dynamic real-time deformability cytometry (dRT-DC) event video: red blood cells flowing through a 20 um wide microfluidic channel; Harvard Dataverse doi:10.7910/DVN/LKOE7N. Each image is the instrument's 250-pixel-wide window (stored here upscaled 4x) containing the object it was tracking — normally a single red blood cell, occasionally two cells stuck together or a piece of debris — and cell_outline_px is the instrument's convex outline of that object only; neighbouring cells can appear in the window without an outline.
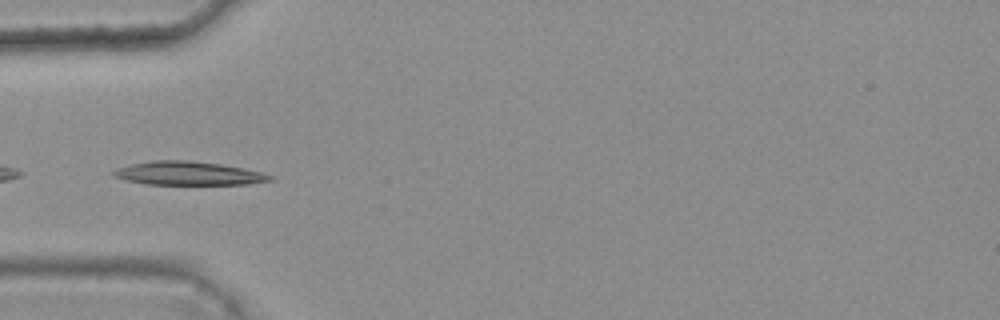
{"species": "common noctule bat (a hibernating species)", "species_latin": "Nyctalus noctula", "temperature_condition": "warm", "stored_images_in_passage": 8, "camera_frame_rate_fps": 3000, "um_per_image_px": 0.085, "animal": {"sex": "female", "body_mass_g": 25.1}, "frame": {"image": 1, "passage_image": 5, "time_ms": 1.333, "image_size_px": [1000, 320], "cell_outline_px": [[272, 180], [248, 184], [144, 184], [124, 180], [112, 176], [112, 172], [116, 168], [132, 164], [152, 160], [188, 160], [220, 164], [244, 168], [264, 172], [272, 176]], "centroid_in_image_um": [15.98, 14.73], "position_along_channel_um": 69.0, "area_um2": 21.56}}
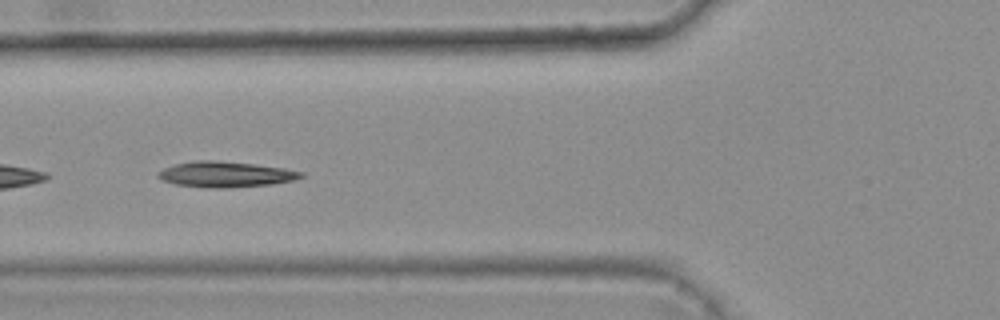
{"frame": {"image": 2, "passage_image": 6, "time_ms": 1.667, "image_size_px": [1000, 320], "cell_outline_px": [[304, 176], [296, 180], [272, 184], [228, 188], [208, 188], [176, 184], [164, 180], [156, 176], [156, 172], [164, 168], [176, 164], [196, 160], [212, 160], [256, 164], [284, 168], [304, 172]], "centroid_in_image_um": [19.2, 14.82], "position_along_channel_um": 106.6, "area_um2": 21.44}}
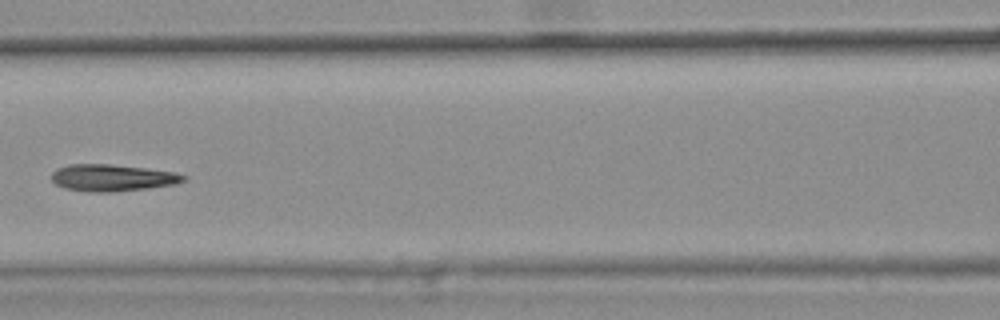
{"frame": {"image": 3, "passage_image": 7, "time_ms": 2.0, "image_size_px": [1000, 320], "cell_outline_px": [[188, 180], [176, 184], [148, 188], [112, 192], [88, 192], [64, 188], [56, 184], [52, 180], [52, 172], [56, 168], [68, 164], [112, 164], [144, 168], [172, 172], [188, 176]], "centroid_in_image_um": [9.54, 15.11], "position_along_channel_um": 157.1, "area_um2": 20.75}}